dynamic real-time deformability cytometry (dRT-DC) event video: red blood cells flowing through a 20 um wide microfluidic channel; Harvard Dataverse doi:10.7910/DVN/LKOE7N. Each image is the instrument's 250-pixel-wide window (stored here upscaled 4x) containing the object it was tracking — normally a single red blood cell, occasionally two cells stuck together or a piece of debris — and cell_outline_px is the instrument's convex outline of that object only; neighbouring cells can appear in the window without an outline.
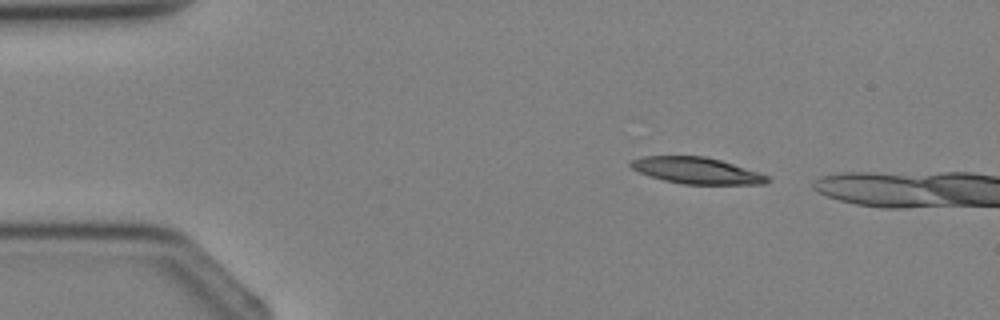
{"species": "Egyptian fruit bat (a non-hibernating species)", "species_latin": "Rousettus aegyptiacus", "temperature_condition": "cold", "stored_images_in_passage": 3, "segment_of_instrument_passage": [2, 2], "camera_frame_rate_fps": 3000, "um_per_image_px": 0.085, "animal": {"sex": "female"}, "frame": {"image": 1, "passage_image": 3, "time_ms": 2.667, "image_size_px": [1000, 320], "cell_outline_px": [[772, 180], [764, 184], [684, 184], [664, 180], [640, 172], [632, 168], [628, 164], [632, 160], [640, 156], [704, 156], [720, 160], [768, 176]], "centroid_in_image_um": [59.19, 14.5], "position_along_channel_um": 25.8, "area_um2": 20.69}}